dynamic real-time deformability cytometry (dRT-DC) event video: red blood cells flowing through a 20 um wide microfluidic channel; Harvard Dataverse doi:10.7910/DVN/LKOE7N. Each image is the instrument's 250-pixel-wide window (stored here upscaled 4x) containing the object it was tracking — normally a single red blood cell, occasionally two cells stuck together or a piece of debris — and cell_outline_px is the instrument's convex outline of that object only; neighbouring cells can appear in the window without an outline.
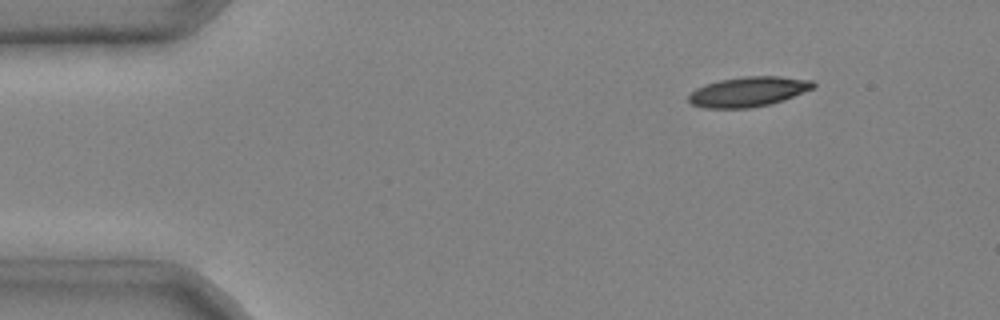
{"species": "common noctule bat (a hibernating species)", "species_latin": "Nyctalus noctula", "temperature_condition": "cold", "stored_images_in_passage": 2, "camera_frame_rate_fps": 3000, "um_per_image_px": 0.085, "animal": {"sex": "male", "body_mass_g": 20.4}, "frame": {"image": 1, "passage_image": 1, "time_ms": 0.0, "image_size_px": [1000, 320], "cell_outline_px": [[816, 84], [812, 88], [784, 100], [768, 104], [748, 108], [704, 108], [692, 104], [688, 100], [688, 96], [696, 88], [704, 84], [720, 80], [744, 76], [780, 76], [812, 80]], "centroid_in_image_um": [63.58, 7.79], "position_along_channel_um": 21.4, "area_um2": 21.62}}